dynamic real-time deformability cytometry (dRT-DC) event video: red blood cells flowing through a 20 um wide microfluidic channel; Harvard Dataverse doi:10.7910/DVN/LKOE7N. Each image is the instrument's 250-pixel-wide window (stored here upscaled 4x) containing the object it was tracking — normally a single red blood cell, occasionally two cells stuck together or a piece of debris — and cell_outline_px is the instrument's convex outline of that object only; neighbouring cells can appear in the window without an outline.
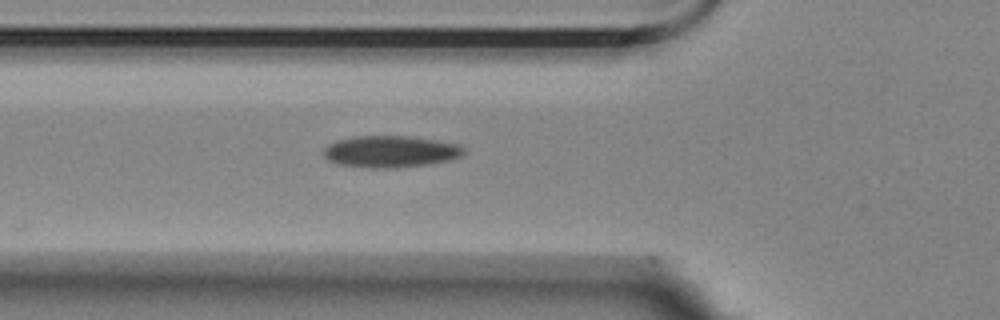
{"species": "Egyptian fruit bat (a non-hibernating species)", "species_latin": "Rousettus aegyptiacus", "temperature_condition": "room temperature", "stored_images_in_passage": 6, "camera_frame_rate_fps": 3000, "um_per_image_px": 0.085, "animal": {"sex": "female"}, "frame": {"image": 1, "passage_image": 2, "time_ms": 0.333, "image_size_px": [1000, 320], "cell_outline_px": [[464, 152], [460, 156], [448, 160], [428, 164], [396, 168], [368, 168], [340, 164], [328, 160], [324, 156], [324, 148], [328, 144], [336, 140], [356, 136], [404, 136], [436, 140], [456, 144], [464, 148]], "centroid_in_image_um": [33.15, 12.88], "position_along_channel_um": 92.7, "area_um2": 25.72}}
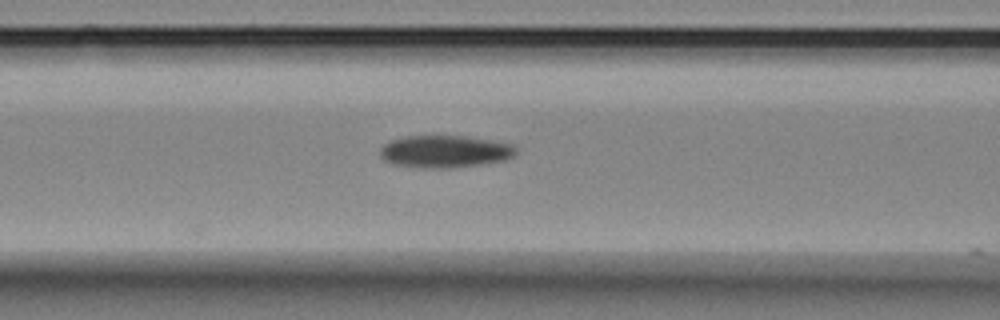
{"frame": {"image": 2, "passage_image": 5, "time_ms": 1.333, "image_size_px": [1000, 320], "cell_outline_px": [[516, 152], [512, 156], [504, 160], [480, 164], [452, 168], [424, 168], [396, 164], [384, 160], [380, 156], [380, 148], [384, 144], [392, 140], [404, 136], [464, 136], [512, 144], [516, 148]], "centroid_in_image_um": [37.79, 12.88], "position_along_channel_um": 128.8, "area_um2": 25.32}}